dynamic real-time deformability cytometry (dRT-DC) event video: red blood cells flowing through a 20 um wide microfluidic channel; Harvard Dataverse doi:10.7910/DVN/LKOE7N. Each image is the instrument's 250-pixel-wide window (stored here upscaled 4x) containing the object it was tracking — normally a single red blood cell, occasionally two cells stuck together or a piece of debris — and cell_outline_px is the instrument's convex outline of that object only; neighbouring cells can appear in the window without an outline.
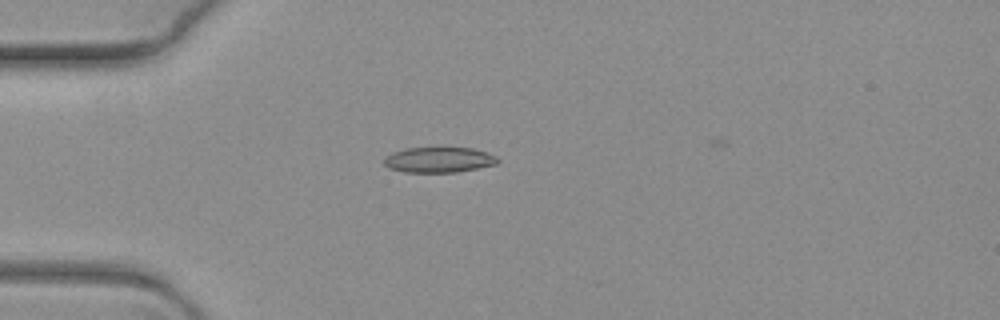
{"species": "common noctule bat (a hibernating species)", "species_latin": "Nyctalus noctula", "temperature_condition": "warm", "stored_images_in_passage": 5, "camera_frame_rate_fps": 3000, "um_per_image_px": 0.085, "animal": {"sex": "female", "body_mass_g": 19.3, "forearm_length_mm": 54.1}, "frame": {"image": 1, "passage_image": 5, "time_ms": 1.333, "image_size_px": [1000, 320], "cell_outline_px": [[500, 160], [496, 164], [456, 172], [404, 172], [388, 168], [384, 164], [384, 160], [392, 152], [404, 148], [472, 148], [488, 152], [496, 156]], "centroid_in_image_um": [37.31, 13.58], "position_along_channel_um": 47.7, "area_um2": 16.76}}